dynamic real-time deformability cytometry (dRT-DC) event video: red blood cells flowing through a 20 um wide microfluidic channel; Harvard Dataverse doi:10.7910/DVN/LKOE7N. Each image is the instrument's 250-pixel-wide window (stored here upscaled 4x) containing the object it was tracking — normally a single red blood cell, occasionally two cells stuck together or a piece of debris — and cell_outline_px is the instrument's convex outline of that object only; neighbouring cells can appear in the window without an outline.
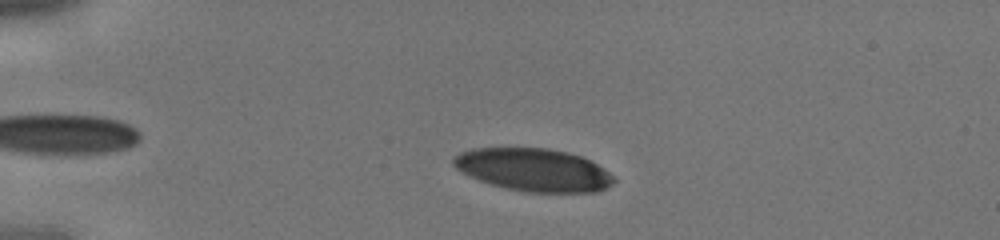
{"species": "human", "species_latin": "Homo sapiens", "temperature_condition": "cold", "stored_images_in_passage": 35, "camera_frame_rate_fps": 3000, "um_per_image_px": 0.085, "donor": {"sex": "male"}, "frame": {"image": 1, "passage_image": 7, "time_ms": 2.0, "image_size_px": [1000, 240], "cell_outline_px": [[616, 180], [612, 184], [596, 192], [524, 192], [492, 184], [480, 180], [456, 168], [452, 164], [452, 156], [460, 152], [472, 148], [548, 148], [568, 152], [580, 156], [596, 164], [616, 176]], "centroid_in_image_um": [45.36, 14.43], "position_along_channel_um": 39.6, "area_um2": 39.82}}
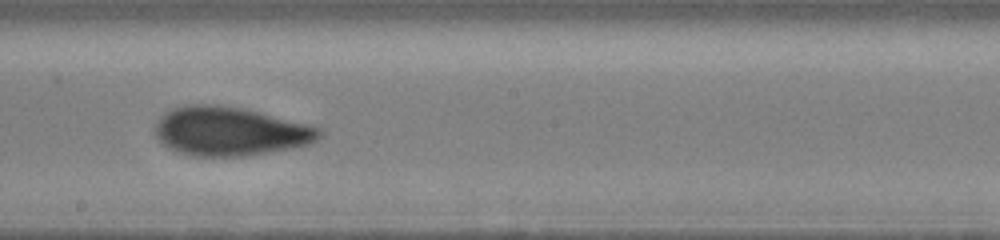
{"frame": {"image": 2, "passage_image": 22, "time_ms": 7.0, "image_size_px": [1000, 240], "cell_outline_px": [[324, 136], [308, 144], [292, 148], [248, 156], [192, 156], [168, 148], [156, 136], [156, 124], [160, 116], [164, 112], [172, 108], [188, 104], [216, 104], [244, 108], [324, 128]], "centroid_in_image_um": [19.59, 11.15], "position_along_channel_um": 228.6, "area_um2": 47.11}}
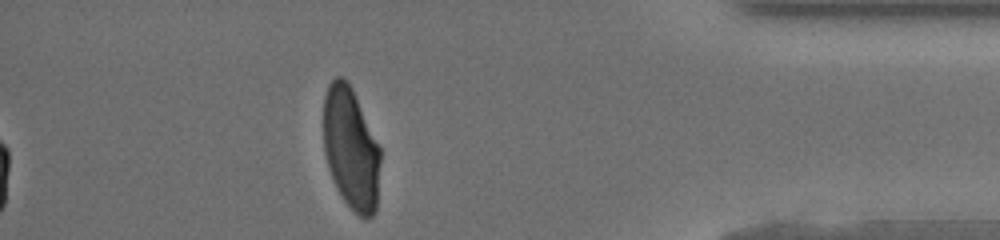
{"frame": {"image": 3, "passage_image": 35, "time_ms": 11.333, "image_size_px": [1000, 240], "cell_outline_px": [[380, 160], [376, 208], [372, 216], [364, 220], [344, 200], [336, 188], [328, 168], [324, 152], [324, 96], [328, 84], [336, 76], [344, 76], [348, 80], [352, 88], [380, 148]], "centroid_in_image_um": [29.81, 12.6], "position_along_channel_um": 405.4, "area_um2": 40.34}}